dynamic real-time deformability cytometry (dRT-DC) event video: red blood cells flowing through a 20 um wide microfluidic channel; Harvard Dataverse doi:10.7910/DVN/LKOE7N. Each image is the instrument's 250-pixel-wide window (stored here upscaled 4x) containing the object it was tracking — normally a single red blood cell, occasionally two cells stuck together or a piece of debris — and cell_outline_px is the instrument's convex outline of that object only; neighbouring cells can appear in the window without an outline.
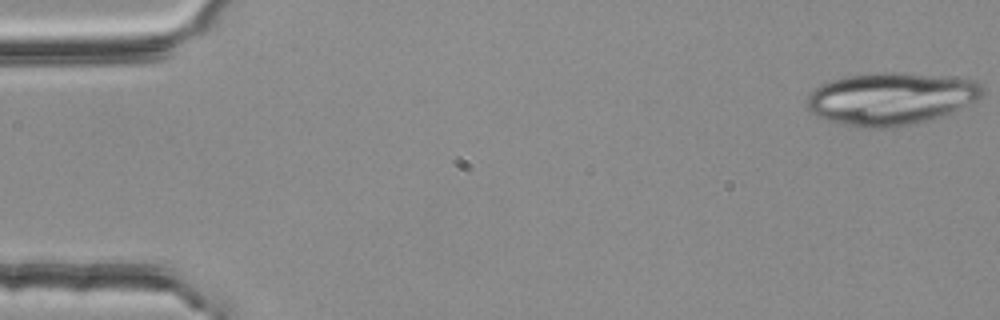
{"species": "common noctule bat (a hibernating species)", "species_latin": "Nyctalus noctula", "temperature_condition": "room temperature", "stored_images_in_passage": 19, "camera_frame_rate_fps": 3000, "um_per_image_px": 0.085, "animal": {"sex": "female", "body_mass_g": 25.1}, "frame": {"image": 1, "passage_image": 1, "time_ms": 0.0, "image_size_px": [1000, 320], "cell_outline_px": [[984, 92], [976, 100], [948, 112], [900, 128], [868, 128], [828, 120], [816, 116], [808, 108], [808, 96], [820, 84], [828, 80], [868, 72], [900, 72], [956, 76], [976, 80], [984, 84]], "centroid_in_image_um": [75.75, 8.34], "position_along_channel_um": 9.3, "area_um2": 53.64}}